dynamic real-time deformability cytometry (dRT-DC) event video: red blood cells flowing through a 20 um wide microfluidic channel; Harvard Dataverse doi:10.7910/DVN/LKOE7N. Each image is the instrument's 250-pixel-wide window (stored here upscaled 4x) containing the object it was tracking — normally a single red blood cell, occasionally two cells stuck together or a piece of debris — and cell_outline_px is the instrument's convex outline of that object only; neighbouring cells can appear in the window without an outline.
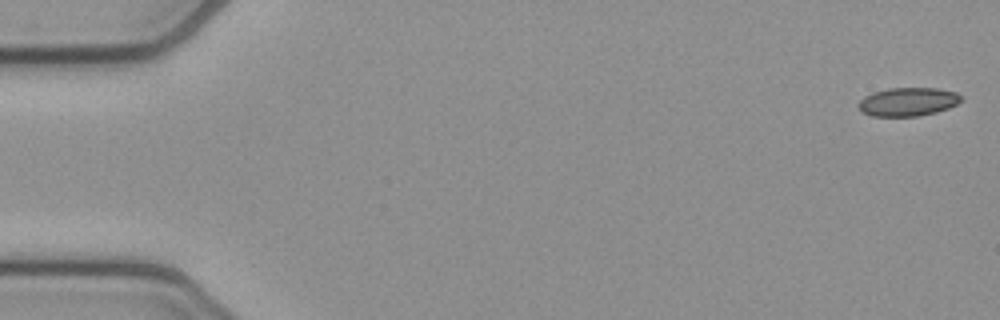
{"species": "common noctule bat (a hibernating species)", "species_latin": "Nyctalus noctula", "temperature_condition": "cold", "stored_images_in_passage": 53, "camera_frame_rate_fps": 3000, "um_per_image_px": 0.085, "animal": {"sex": "female", "body_mass_g": 21.9}, "frame": {"image": 1, "passage_image": 1, "time_ms": 0.0, "image_size_px": [1000, 320], "cell_outline_px": [[960, 100], [956, 104], [948, 108], [936, 112], [916, 116], [872, 116], [860, 112], [856, 104], [864, 96], [872, 92], [888, 88], [936, 88], [956, 92], [960, 96]], "centroid_in_image_um": [77.1, 8.65], "position_along_channel_um": 7.9, "area_um2": 17.11}}
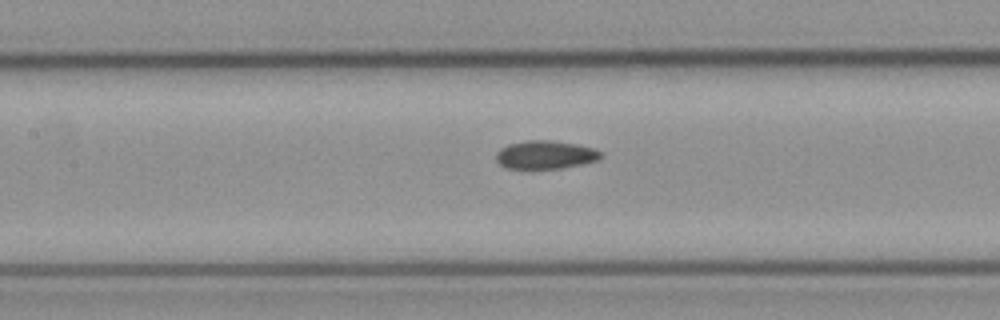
{"frame": {"image": 2, "passage_image": 24, "time_ms": 7.667, "image_size_px": [1000, 320], "cell_outline_px": [[604, 156], [600, 160], [584, 164], [560, 168], [504, 168], [496, 160], [496, 152], [500, 148], [508, 144], [528, 140], [552, 140], [576, 144], [596, 148], [604, 152]], "centroid_in_image_um": [46.42, 13.15], "position_along_channel_um": 161.0, "area_um2": 17.57}}
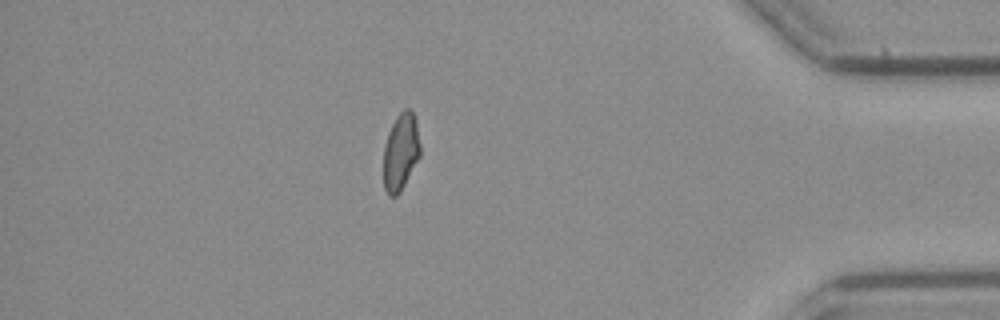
{"frame": {"image": 3, "passage_image": 46, "time_ms": 15.0, "image_size_px": [1000, 320], "cell_outline_px": [[420, 156], [400, 192], [396, 196], [388, 196], [384, 188], [384, 144], [388, 132], [396, 116], [404, 108], [408, 108], [412, 112], [416, 120], [420, 144]], "centroid_in_image_um": [34.06, 12.9], "position_along_channel_um": 401.1, "area_um2": 16.53}, "authors_computed_cell_mechanics": {"area_um2": 17.5712, "velocity_mm_per_s": 3.8415, "shape_relaxation_time_tau1_ms": null, "shape_relaxation_time_tau2_ms": 3.3605, "deformation_change_tau1": null, "deformation_change_tau2": 0.0745}}